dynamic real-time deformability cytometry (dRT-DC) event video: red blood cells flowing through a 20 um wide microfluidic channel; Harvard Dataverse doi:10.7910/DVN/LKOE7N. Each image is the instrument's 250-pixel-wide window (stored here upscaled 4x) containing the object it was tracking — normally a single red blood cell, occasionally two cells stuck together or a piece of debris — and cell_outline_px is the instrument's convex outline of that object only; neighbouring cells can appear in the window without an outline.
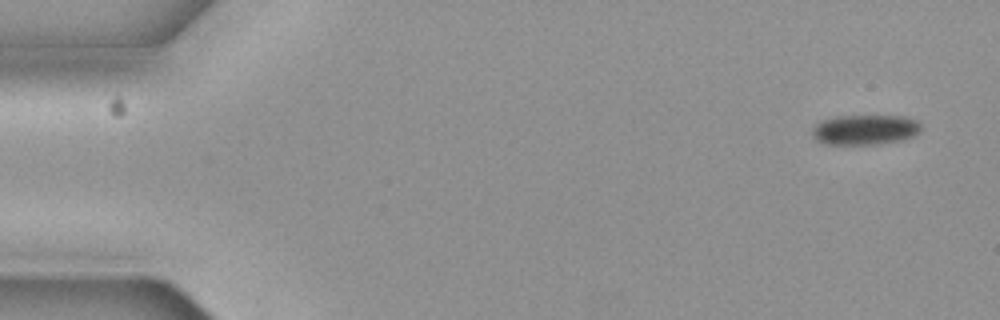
{"species": "common noctule bat (a hibernating species)", "species_latin": "Nyctalus noctula", "temperature_condition": "cold", "stored_images_in_passage": 4, "camera_frame_rate_fps": 3000, "um_per_image_px": 0.085, "animal": {"sex": "female", "body_mass_g": 19.3, "forearm_length_mm": 54.1}, "frame": {"image": 1, "passage_image": 1, "time_ms": 0.0, "image_size_px": [1000, 320], "cell_outline_px": [[920, 132], [912, 136], [900, 140], [880, 144], [824, 144], [816, 140], [812, 136], [812, 128], [816, 124], [824, 120], [836, 116], [900, 116], [916, 120], [920, 124]], "centroid_in_image_um": [73.5, 11.03], "position_along_channel_um": 11.5, "area_um2": 18.96}}